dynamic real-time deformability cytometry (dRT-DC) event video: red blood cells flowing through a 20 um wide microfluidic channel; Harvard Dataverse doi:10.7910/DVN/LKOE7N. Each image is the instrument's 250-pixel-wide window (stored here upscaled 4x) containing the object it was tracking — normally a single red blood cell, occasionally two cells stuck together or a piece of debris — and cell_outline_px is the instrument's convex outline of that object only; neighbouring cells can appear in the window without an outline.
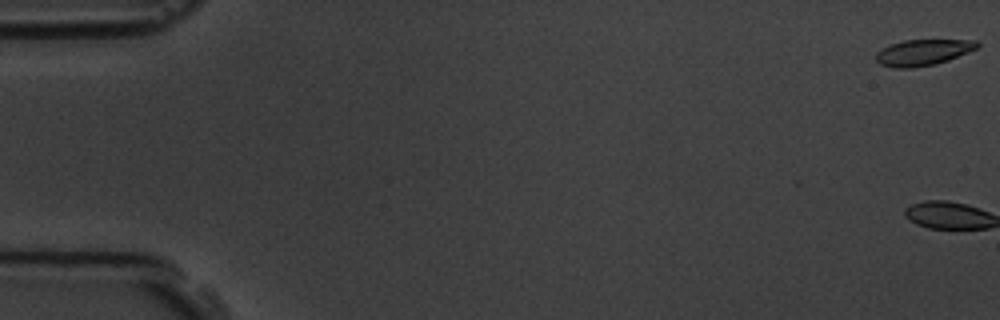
{"species": "common noctule bat (a hibernating species)", "species_latin": "Nyctalus noctula", "temperature_condition": "room temperature", "stored_images_in_passage": 2, "camera_frame_rate_fps": 3000, "um_per_image_px": 0.085, "animal": {"sex": "male", "body_mass_g": 19.5, "forearm_length_mm": 54.6}, "frame": {"image": 1, "passage_image": 1, "time_ms": 0.0, "image_size_px": [1000, 320], "cell_outline_px": [[980, 44], [976, 48], [968, 52], [948, 60], [936, 64], [912, 68], [892, 68], [880, 64], [876, 60], [876, 52], [888, 44], [904, 40], [976, 40]], "centroid_in_image_um": [78.41, 4.46], "position_along_channel_um": 6.6, "area_um2": 15.43}}